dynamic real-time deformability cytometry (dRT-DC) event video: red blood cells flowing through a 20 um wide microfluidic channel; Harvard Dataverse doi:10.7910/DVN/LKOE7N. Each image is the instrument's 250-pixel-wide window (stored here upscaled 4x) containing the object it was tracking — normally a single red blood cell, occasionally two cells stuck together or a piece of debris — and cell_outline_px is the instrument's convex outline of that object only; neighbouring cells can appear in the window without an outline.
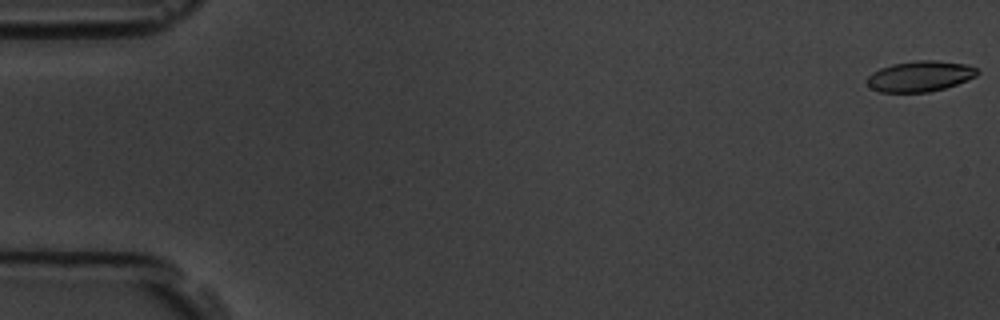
{"species": "common noctule bat (a hibernating species)", "species_latin": "Nyctalus noctula", "temperature_condition": "room temperature", "stored_images_in_passage": 5, "camera_frame_rate_fps": 3000, "um_per_image_px": 0.085, "animal": {"sex": "male", "body_mass_g": 19.5, "forearm_length_mm": 54.6}, "frame": {"image": 1, "passage_image": 1, "time_ms": 0.0, "image_size_px": [1000, 320], "cell_outline_px": [[980, 72], [976, 76], [956, 84], [944, 88], [928, 92], [880, 92], [872, 88], [868, 84], [868, 76], [872, 72], [880, 68], [892, 64], [916, 60], [936, 60], [968, 64], [976, 68]], "centroid_in_image_um": [78.22, 6.47], "position_along_channel_um": 6.8, "area_um2": 19.65}}
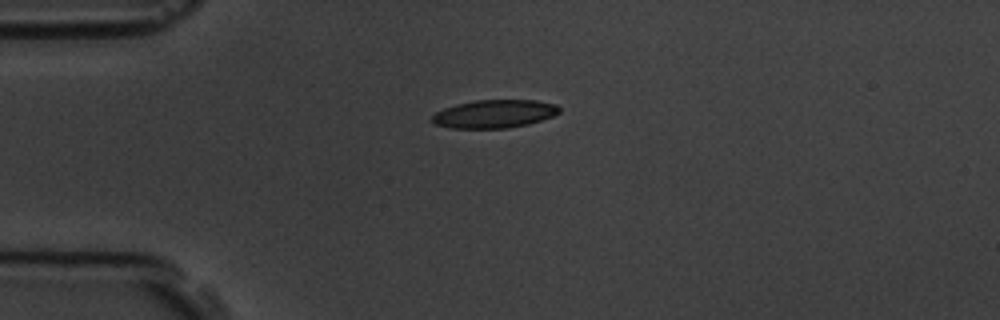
{"frame": {"image": 2, "passage_image": 4, "time_ms": 4.333, "image_size_px": [1000, 320], "cell_outline_px": [[560, 112], [552, 116], [528, 124], [508, 128], [452, 128], [432, 124], [432, 116], [436, 112], [444, 108], [456, 104], [476, 100], [536, 100], [556, 104], [560, 108]], "centroid_in_image_um": [42.01, 9.68], "position_along_channel_um": 43.0, "area_um2": 20.87}}